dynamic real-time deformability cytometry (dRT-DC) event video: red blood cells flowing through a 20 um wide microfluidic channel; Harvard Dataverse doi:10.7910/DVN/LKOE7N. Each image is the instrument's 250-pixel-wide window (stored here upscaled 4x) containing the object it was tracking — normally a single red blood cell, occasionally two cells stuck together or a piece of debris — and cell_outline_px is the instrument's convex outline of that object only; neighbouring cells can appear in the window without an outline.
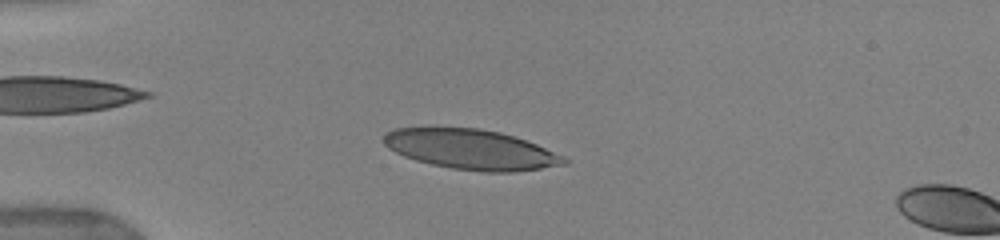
{"species": "human", "species_latin": "Homo sapiens", "temperature_condition": "warm", "stored_images_in_passage": 10, "camera_frame_rate_fps": 3000, "um_per_image_px": 0.085, "donor": {"sex": "female"}, "frame": {"image": 1, "passage_image": 6, "time_ms": 1.667, "image_size_px": [1000, 240], "cell_outline_px": [[568, 164], [512, 172], [484, 172], [452, 168], [432, 164], [416, 160], [404, 156], [388, 148], [384, 144], [384, 136], [388, 132], [396, 128], [480, 128], [500, 132], [536, 144], [564, 156], [568, 160]], "centroid_in_image_um": [40.06, 12.71], "position_along_channel_um": 44.9, "area_um2": 41.62}}